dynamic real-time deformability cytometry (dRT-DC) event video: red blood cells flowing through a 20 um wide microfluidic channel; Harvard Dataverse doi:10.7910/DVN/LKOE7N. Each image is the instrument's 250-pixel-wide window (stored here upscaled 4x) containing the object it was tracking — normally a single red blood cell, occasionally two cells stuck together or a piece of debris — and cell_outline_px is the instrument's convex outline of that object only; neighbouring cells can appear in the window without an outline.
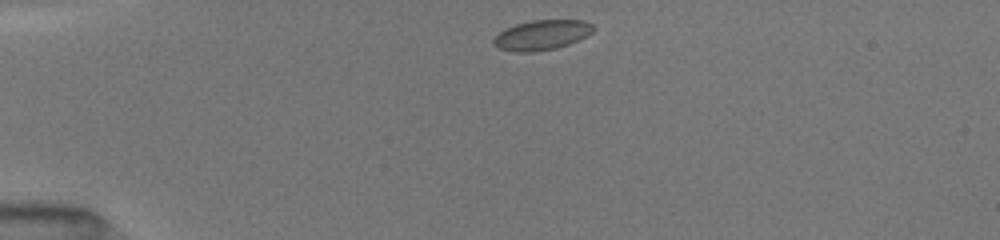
{"species": "common noctule bat (a hibernating species)", "species_latin": "Nyctalus noctula", "temperature_condition": "room temperature", "stored_images_in_passage": 12, "camera_frame_rate_fps": 3000, "um_per_image_px": 0.085, "animal": {"sex": "female", "body_mass_g": 19.5, "forearm_length_mm": 54.1}, "frame": {"image": 1, "passage_image": 1, "time_ms": 0.0, "image_size_px": [1000, 240], "cell_outline_px": [[596, 28], [592, 32], [568, 44], [556, 48], [532, 52], [516, 52], [500, 48], [492, 44], [492, 40], [504, 28], [516, 24], [532, 20], [584, 20], [592, 24]], "centroid_in_image_um": [46.03, 2.97], "position_along_channel_um": 39.0, "area_um2": 17.28}}
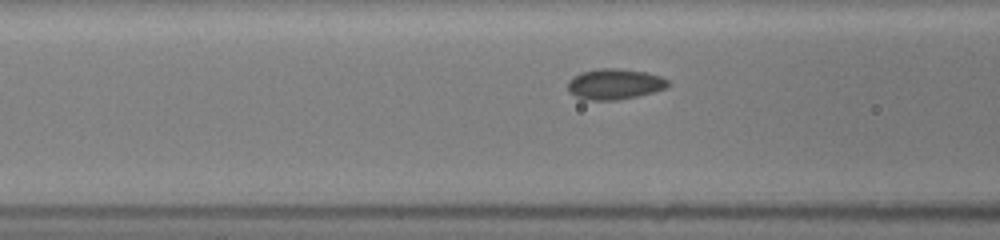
{"frame": {"image": 2, "passage_image": 10, "time_ms": 3.0, "image_size_px": [1000, 240], "cell_outline_px": [[668, 84], [664, 88], [652, 92], [636, 96], [616, 100], [584, 100], [568, 92], [568, 80], [572, 76], [580, 72], [596, 68], [616, 68], [648, 72], [660, 76], [668, 80]], "centroid_in_image_um": [52.18, 7.13], "position_along_channel_um": 114.4, "area_um2": 17.98}}
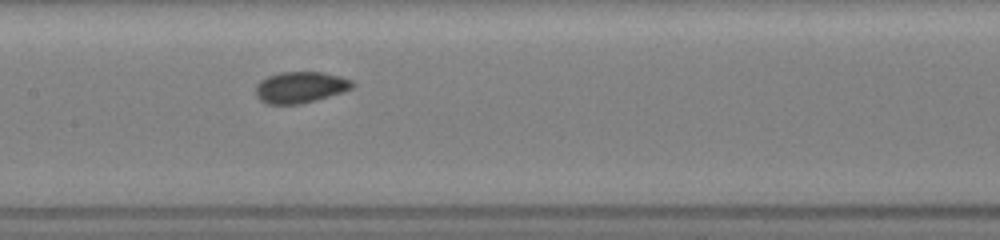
{"frame": {"image": 3, "passage_image": 12, "time_ms": 4.667, "image_size_px": [1000, 240], "cell_outline_px": [[356, 84], [352, 88], [344, 92], [316, 100], [300, 104], [268, 104], [260, 100], [256, 96], [256, 84], [260, 80], [268, 76], [280, 72], [324, 72], [340, 76], [352, 80]], "centroid_in_image_um": [25.55, 7.41], "position_along_channel_um": 181.9, "area_um2": 17.8}}